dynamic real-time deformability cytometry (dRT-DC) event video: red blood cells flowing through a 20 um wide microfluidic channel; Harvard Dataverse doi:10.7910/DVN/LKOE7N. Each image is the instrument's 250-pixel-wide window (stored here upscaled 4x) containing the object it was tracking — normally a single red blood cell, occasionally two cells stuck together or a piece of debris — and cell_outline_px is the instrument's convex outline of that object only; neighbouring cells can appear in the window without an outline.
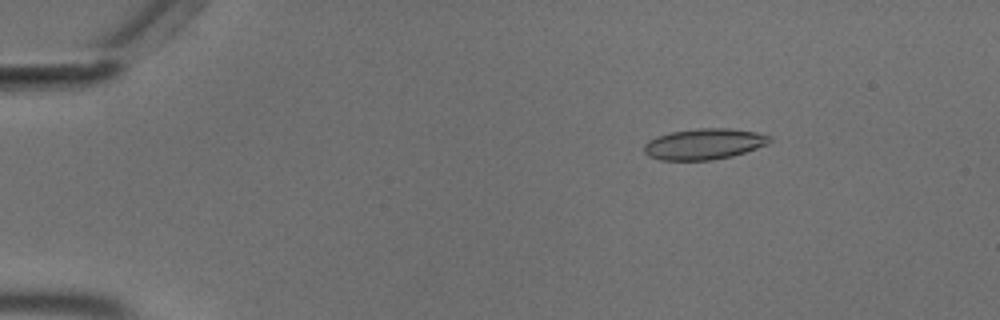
{"species": "common noctule bat (a hibernating species)", "species_latin": "Nyctalus noctula", "temperature_condition": "cold", "stored_images_in_passage": 53, "camera_frame_rate_fps": 3000, "um_per_image_px": 0.085, "animal": {"sex": "male", "body_mass_g": 18.8}, "frame": {"image": 1, "passage_image": 7, "time_ms": 2.0, "image_size_px": [1000, 320], "cell_outline_px": [[772, 140], [768, 144], [732, 156], [712, 160], [660, 160], [648, 156], [644, 152], [644, 144], [648, 140], [656, 136], [672, 132], [700, 128], [728, 128], [756, 132], [772, 136]], "centroid_in_image_um": [59.84, 12.24], "position_along_channel_um": 25.2, "area_um2": 22.66}}
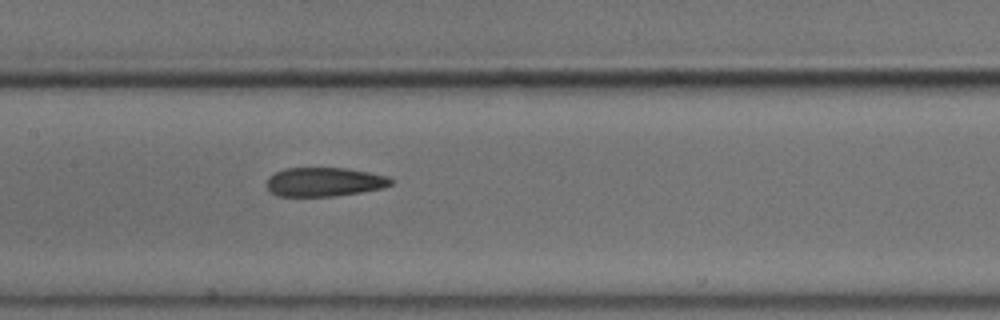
{"frame": {"image": 2, "passage_image": 26, "time_ms": 8.333, "image_size_px": [1000, 320], "cell_outline_px": [[396, 180], [392, 184], [384, 188], [336, 196], [276, 196], [268, 192], [268, 176], [284, 168], [348, 168], [388, 176]], "centroid_in_image_um": [27.59, 15.46], "position_along_channel_um": 179.8, "area_um2": 21.21}}
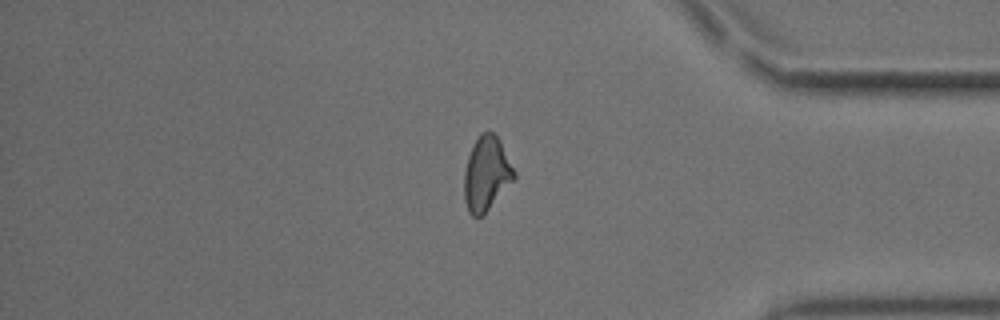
{"frame": {"image": 3, "passage_image": 45, "time_ms": 14.667, "image_size_px": [1000, 320], "cell_outline_px": [[516, 180], [480, 216], [472, 216], [468, 212], [464, 200], [464, 172], [468, 156], [480, 132], [492, 132], [500, 140], [516, 172]], "centroid_in_image_um": [41.36, 14.76], "position_along_channel_um": 393.8, "area_um2": 21.56}, "authors_computed_cell_mechanics": {"area_um2": 21.7328, "velocity_mm_per_s": 3.6888, "shape_relaxation_time_tau1_ms": null, "shape_relaxation_time_tau2_ms": 3.715, "deformation_change_tau1": null, "deformation_change_tau2": 0.1217}}